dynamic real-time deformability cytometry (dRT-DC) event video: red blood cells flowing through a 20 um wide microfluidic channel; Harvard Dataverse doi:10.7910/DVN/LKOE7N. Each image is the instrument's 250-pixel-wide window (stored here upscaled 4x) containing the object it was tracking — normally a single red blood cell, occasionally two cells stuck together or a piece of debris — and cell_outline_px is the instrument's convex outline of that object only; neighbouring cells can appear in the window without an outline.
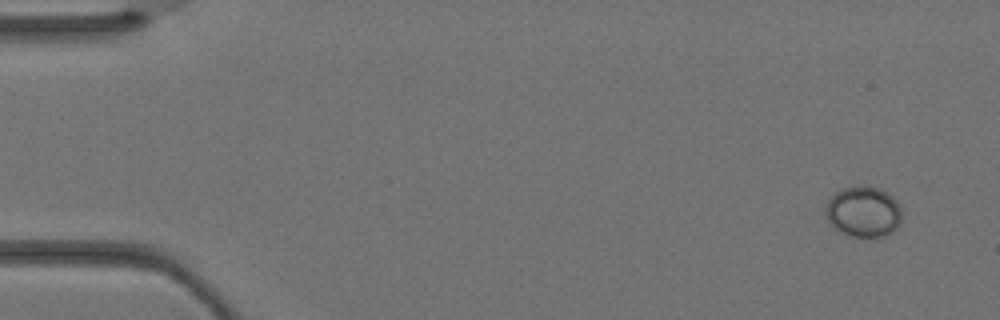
{"species": "Egyptian fruit bat (a non-hibernating species)", "species_latin": "Rousettus aegyptiacus", "temperature_condition": "warm", "stored_images_in_passage": 4, "camera_frame_rate_fps": 3000, "um_per_image_px": 0.085, "animal": {"sex": "female"}, "frame": {"image": 1, "passage_image": 1, "time_ms": 0.0, "image_size_px": [1000, 320], "cell_outline_px": [[900, 224], [896, 232], [884, 236], [852, 236], [840, 232], [832, 228], [828, 224], [824, 212], [828, 200], [840, 188], [852, 184], [864, 184], [880, 188], [888, 192], [900, 204]], "centroid_in_image_um": [73.37, 17.96], "position_along_channel_um": 11.6, "area_um2": 23.35}}
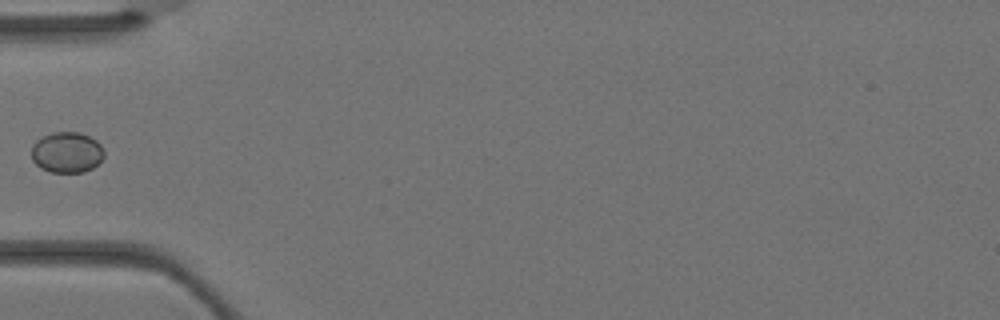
{"frame": {"image": 2, "passage_image": 4, "time_ms": 1.0, "image_size_px": [1000, 320], "cell_outline_px": [[104, 156], [92, 168], [84, 172], [52, 172], [40, 168], [32, 160], [32, 144], [36, 140], [44, 136], [56, 132], [76, 132], [88, 136], [96, 140], [104, 148]], "centroid_in_image_um": [5.68, 12.95], "position_along_channel_um": 79.3, "area_um2": 17.17}}